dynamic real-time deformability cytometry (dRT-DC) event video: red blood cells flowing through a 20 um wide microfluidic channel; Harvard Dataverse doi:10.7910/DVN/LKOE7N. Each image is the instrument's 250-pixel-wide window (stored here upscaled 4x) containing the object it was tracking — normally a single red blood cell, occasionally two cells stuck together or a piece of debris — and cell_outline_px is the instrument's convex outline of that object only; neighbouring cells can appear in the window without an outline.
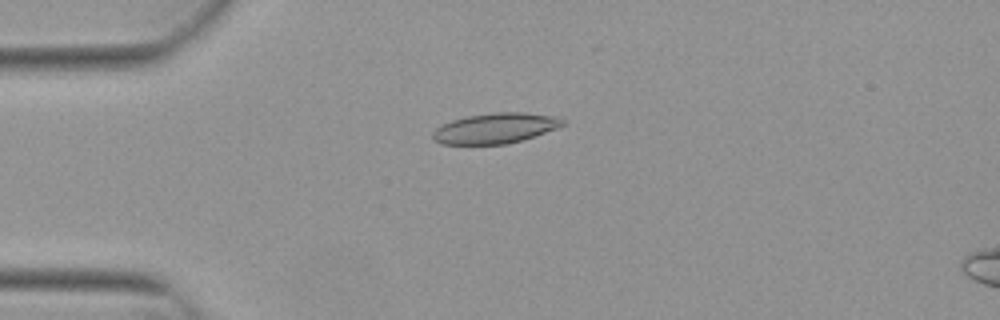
{"species": "Egyptian fruit bat (a non-hibernating species)", "species_latin": "Rousettus aegyptiacus", "temperature_condition": "warm", "stored_images_in_passage": 52, "camera_frame_rate_fps": 3000, "um_per_image_px": 0.085, "animal": {"sex": "female"}, "frame": {"image": 1, "passage_image": 12, "time_ms": 3.667, "image_size_px": [1000, 320], "cell_outline_px": [[564, 124], [556, 128], [508, 144], [440, 144], [432, 136], [432, 132], [436, 128], [452, 120], [468, 116], [496, 112], [524, 112], [560, 116], [564, 120]], "centroid_in_image_um": [42.11, 10.89], "position_along_channel_um": 42.9, "area_um2": 22.77}}
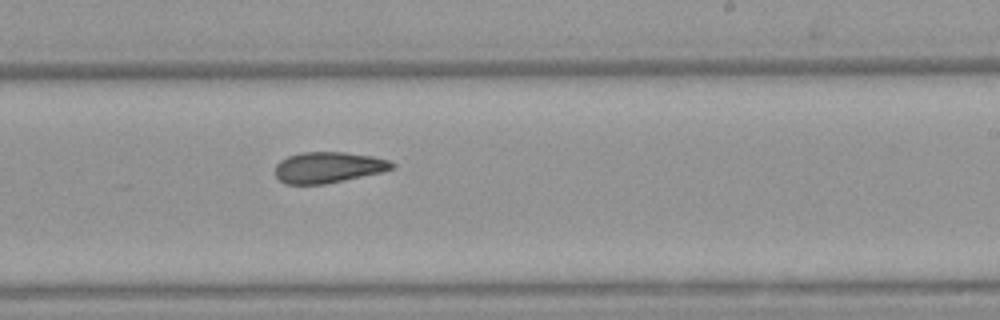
{"frame": {"image": 2, "passage_image": 31, "time_ms": 10.0, "image_size_px": [1000, 320], "cell_outline_px": [[396, 168], [380, 172], [344, 180], [324, 184], [284, 184], [276, 176], [276, 164], [280, 160], [288, 156], [300, 152], [344, 152], [372, 156], [388, 160], [396, 164]], "centroid_in_image_um": [27.9, 14.22], "position_along_channel_um": 261.1, "area_um2": 21.04}}
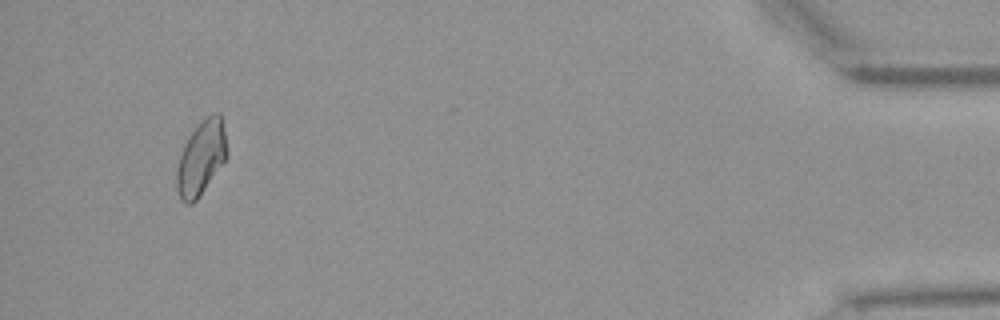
{"frame": {"image": 3, "passage_image": 49, "time_ms": 16.0, "image_size_px": [1000, 320], "cell_outline_px": [[228, 156], [200, 196], [192, 204], [184, 204], [180, 200], [176, 188], [176, 168], [184, 144], [200, 120], [212, 112], [220, 112], [228, 152]], "centroid_in_image_um": [17.09, 13.43], "position_along_channel_um": 418.1, "area_um2": 21.96}, "authors_computed_cell_mechanics": {"area_um2": 21.8484, "velocity_mm_per_s": 3.8344, "shape_relaxation_time_tau1_ms": 10.1929, "shape_relaxation_time_tau2_ms": 4.7502, "deformation_change_tau1": 0.1883, "deformation_change_tau2": 0.0996}}